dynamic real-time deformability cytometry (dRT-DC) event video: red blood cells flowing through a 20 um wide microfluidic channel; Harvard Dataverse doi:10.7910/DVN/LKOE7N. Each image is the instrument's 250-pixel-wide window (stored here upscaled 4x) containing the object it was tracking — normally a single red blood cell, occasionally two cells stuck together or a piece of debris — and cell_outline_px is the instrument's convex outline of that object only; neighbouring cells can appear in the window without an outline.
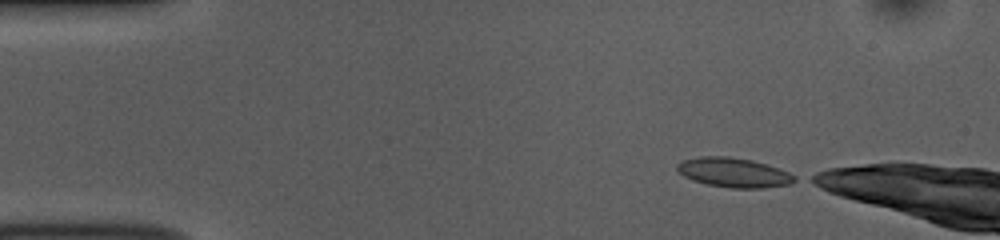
{"species": "common noctule bat (a hibernating species)", "species_latin": "Nyctalus noctula", "temperature_condition": "room temperature", "stored_images_in_passage": 37, "camera_frame_rate_fps": 3000, "um_per_image_px": 0.085, "animal": {"sex": "female", "body_mass_g": 10.0, "forearm_length_mm": 53.1}, "frame": {"image": 1, "passage_image": 1, "time_ms": 0.0, "image_size_px": [1000, 240], "cell_outline_px": [[796, 180], [788, 184], [764, 188], [732, 188], [708, 184], [692, 180], [684, 176], [676, 168], [676, 164], [680, 160], [700, 156], [728, 156], [752, 160], [780, 168], [796, 176]], "centroid_in_image_um": [62.35, 14.65], "position_along_channel_um": 22.7, "area_um2": 20.23}}
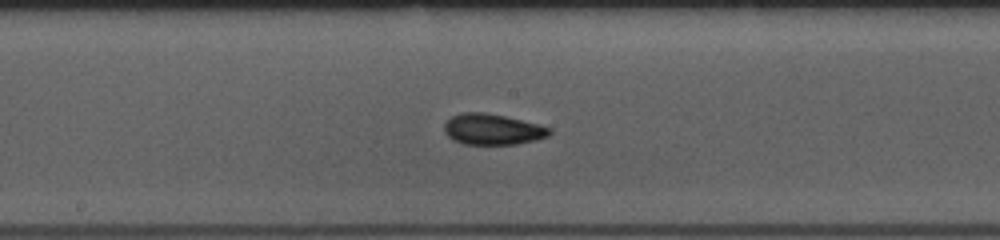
{"frame": {"image": 2, "passage_image": 21, "time_ms": 6.667, "image_size_px": [1000, 240], "cell_outline_px": [[552, 132], [548, 136], [536, 140], [516, 144], [464, 144], [452, 140], [444, 132], [444, 124], [452, 116], [464, 112], [484, 112], [504, 116], [540, 124], [552, 128]], "centroid_in_image_um": [41.88, 10.99], "position_along_channel_um": 206.3, "area_um2": 19.02}}
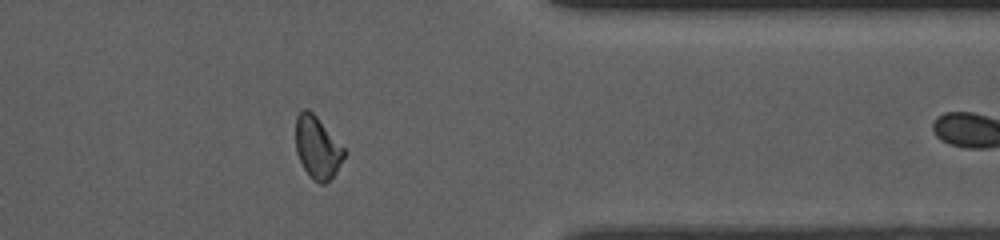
{"frame": {"image": 3, "passage_image": 36, "time_ms": 11.667, "image_size_px": [1000, 240], "cell_outline_px": [[348, 152], [336, 172], [324, 184], [320, 184], [312, 180], [304, 168], [296, 152], [296, 116], [304, 108], [308, 108], [316, 116]], "centroid_in_image_um": [26.99, 12.55], "position_along_channel_um": 384.4, "area_um2": 17.57}}